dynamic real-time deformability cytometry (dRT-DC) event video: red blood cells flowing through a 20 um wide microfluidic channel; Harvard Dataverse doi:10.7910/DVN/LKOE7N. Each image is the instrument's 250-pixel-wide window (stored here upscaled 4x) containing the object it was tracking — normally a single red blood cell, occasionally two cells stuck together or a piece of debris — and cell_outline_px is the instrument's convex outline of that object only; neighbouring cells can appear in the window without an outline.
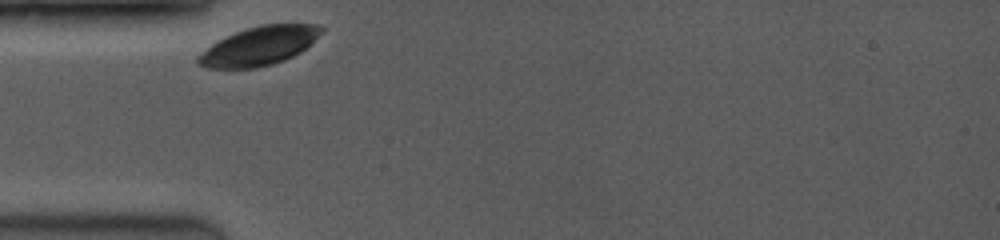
{"species": "common noctule bat (a hibernating species)", "species_latin": "Nyctalus noctula", "temperature_condition": "room temperature", "stored_images_in_passage": 35, "camera_frame_rate_fps": 3500, "um_per_image_px": 0.085, "animal": {"sex": "female", "body_mass_g": 19.0, "forearm_length_mm": 53.3}, "frame": {"image": 1, "passage_image": 1, "time_ms": 0.0, "image_size_px": [1000, 240], "cell_outline_px": [[324, 32], [300, 52], [284, 60], [272, 64], [256, 68], [204, 68], [196, 64], [196, 56], [212, 44], [236, 32], [260, 24], [320, 24], [324, 28]], "centroid_in_image_um": [22.03, 3.91], "position_along_channel_um": 63.0, "area_um2": 27.74}}
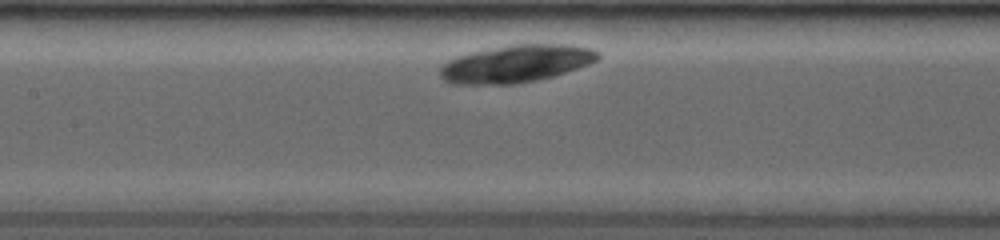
{"frame": {"image": 2, "passage_image": 14, "time_ms": 2.857, "image_size_px": [1000, 240], "cell_outline_px": [[600, 56], [596, 60], [588, 64], [552, 76], [536, 80], [512, 84], [452, 84], [444, 80], [440, 76], [440, 64], [456, 56], [468, 52], [512, 44], [568, 44], [592, 48], [600, 52]], "centroid_in_image_um": [43.82, 5.4], "position_along_channel_um": 163.6, "area_um2": 34.56}}
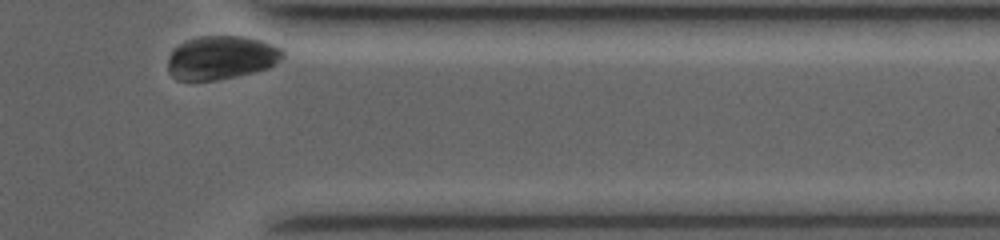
{"frame": {"image": 3, "passage_image": 35, "time_ms": 9.143, "image_size_px": [1000, 240], "cell_outline_px": [[284, 56], [268, 68], [236, 76], [216, 80], [176, 80], [168, 72], [168, 60], [172, 48], [188, 40], [200, 36], [244, 36], [260, 40], [272, 44], [280, 48], [284, 52]], "centroid_in_image_um": [18.78, 4.89], "position_along_channel_um": 392.6, "area_um2": 29.07}}